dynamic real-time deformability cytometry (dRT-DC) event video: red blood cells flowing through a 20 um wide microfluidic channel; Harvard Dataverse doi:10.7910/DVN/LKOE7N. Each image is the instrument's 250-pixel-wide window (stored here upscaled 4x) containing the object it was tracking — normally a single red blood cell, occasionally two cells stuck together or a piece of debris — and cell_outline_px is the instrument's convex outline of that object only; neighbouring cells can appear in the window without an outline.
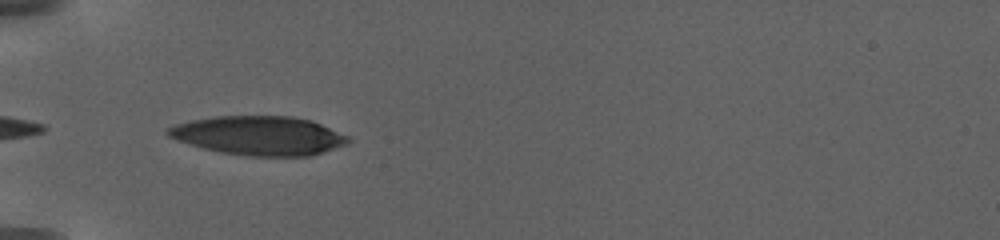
{"species": "human", "species_latin": "Homo sapiens", "temperature_condition": "warm", "stored_images_in_passage": 6, "camera_frame_rate_fps": 3000, "um_per_image_px": 0.085, "donor": {"sex": "female"}, "frame": {"image": 1, "passage_image": 1, "time_ms": 0.0, "image_size_px": [1000, 240], "cell_outline_px": [[348, 140], [344, 144], [312, 156], [244, 156], [220, 152], [204, 148], [176, 140], [168, 136], [164, 132], [168, 128], [176, 124], [192, 120], [216, 116], [292, 116], [312, 120], [348, 136]], "centroid_in_image_um": [21.98, 11.52], "position_along_channel_um": 63.0, "area_um2": 40.81}}
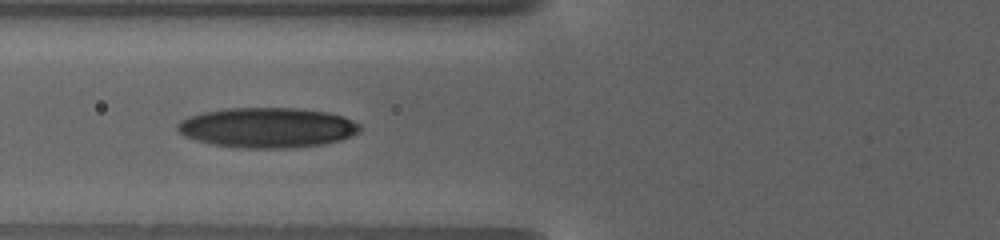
{"frame": {"image": 2, "passage_image": 5, "time_ms": 1.667, "image_size_px": [1000, 240], "cell_outline_px": [[360, 132], [340, 140], [328, 144], [296, 148], [236, 148], [212, 144], [196, 140], [184, 136], [176, 128], [176, 124], [180, 120], [204, 112], [224, 108], [296, 108], [328, 112], [344, 116], [360, 124]], "centroid_in_image_um": [22.75, 10.86], "position_along_channel_um": 103.1, "area_um2": 43.0}}